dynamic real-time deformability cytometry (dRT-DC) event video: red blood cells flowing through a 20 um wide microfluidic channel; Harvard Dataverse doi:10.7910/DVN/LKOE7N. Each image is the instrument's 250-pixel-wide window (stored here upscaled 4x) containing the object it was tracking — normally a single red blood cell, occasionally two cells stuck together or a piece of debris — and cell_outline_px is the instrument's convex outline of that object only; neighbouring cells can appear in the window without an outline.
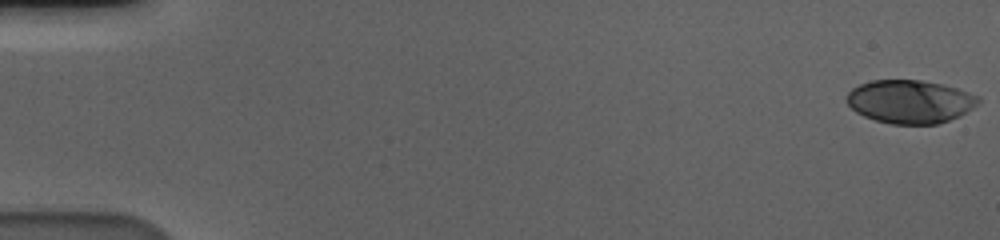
{"species": "human", "species_latin": "Homo sapiens", "temperature_condition": "cold", "stored_images_in_passage": 58, "camera_frame_rate_fps": 3000, "um_per_image_px": 0.085, "donor": {"sex": "male"}, "frame": {"image": 1, "passage_image": 1, "time_ms": 0.0, "image_size_px": [1000, 240], "cell_outline_px": [[980, 100], [972, 108], [960, 116], [936, 124], [892, 124], [876, 120], [864, 116], [856, 112], [844, 100], [844, 96], [852, 88], [860, 84], [872, 80], [920, 80], [940, 84], [956, 88], [980, 96]], "centroid_in_image_um": [77.31, 8.63], "position_along_channel_um": 7.7, "area_um2": 33.18}}
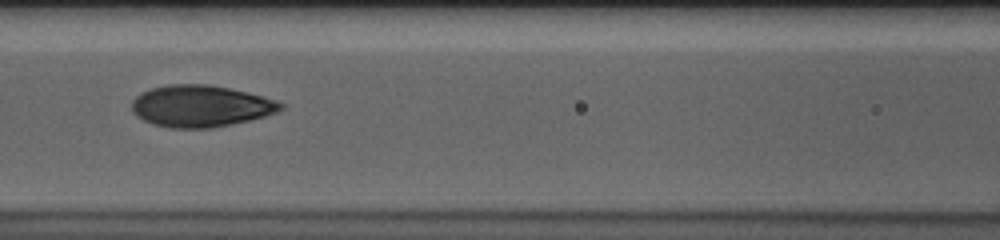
{"frame": {"image": 2, "passage_image": 27, "time_ms": 8.667, "image_size_px": [1000, 240], "cell_outline_px": [[284, 108], [276, 112], [264, 116], [232, 124], [212, 128], [168, 128], [152, 124], [136, 116], [132, 112], [132, 100], [140, 92], [152, 88], [168, 84], [208, 84], [228, 88], [264, 96], [276, 100], [284, 104]], "centroid_in_image_um": [17.03, 9.02], "position_along_channel_um": 149.6, "area_um2": 36.3}}
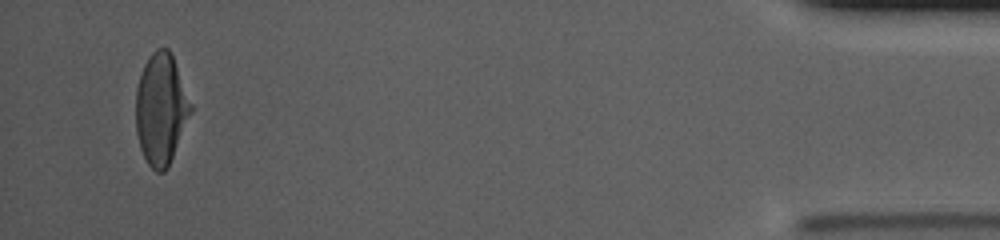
{"frame": {"image": 3, "passage_image": 56, "time_ms": 18.333, "image_size_px": [1000, 240], "cell_outline_px": [[192, 112], [168, 168], [164, 172], [156, 172], [148, 164], [140, 148], [136, 132], [136, 88], [140, 72], [148, 56], [156, 48], [168, 48], [172, 56], [192, 104]], "centroid_in_image_um": [13.68, 9.28], "position_along_channel_um": 421.5, "area_um2": 35.66}, "authors_computed_cell_mechanics": {"area_um2": 35.6048, "velocity_mm_per_s": 3.5932, "shape_relaxation_time_tau1_ms": 5.3926, "shape_relaxation_time_tau2_ms": 1.1707, "deformation_change_tau1": 0.2094, "deformation_change_tau2": 0.0629}}